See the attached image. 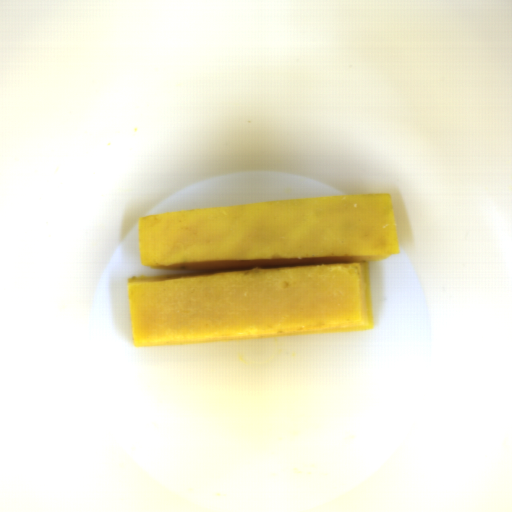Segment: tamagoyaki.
Returning <instances> with one entry per match:
<instances>
[{
  "instance_id": "1",
  "label": "tamagoyaki",
  "mask_w": 512,
  "mask_h": 512,
  "mask_svg": "<svg viewBox=\"0 0 512 512\" xmlns=\"http://www.w3.org/2000/svg\"><path fill=\"white\" fill-rule=\"evenodd\" d=\"M133 340L152 347L373 330L369 262L401 253L390 194L139 217Z\"/></svg>"
}]
</instances>
